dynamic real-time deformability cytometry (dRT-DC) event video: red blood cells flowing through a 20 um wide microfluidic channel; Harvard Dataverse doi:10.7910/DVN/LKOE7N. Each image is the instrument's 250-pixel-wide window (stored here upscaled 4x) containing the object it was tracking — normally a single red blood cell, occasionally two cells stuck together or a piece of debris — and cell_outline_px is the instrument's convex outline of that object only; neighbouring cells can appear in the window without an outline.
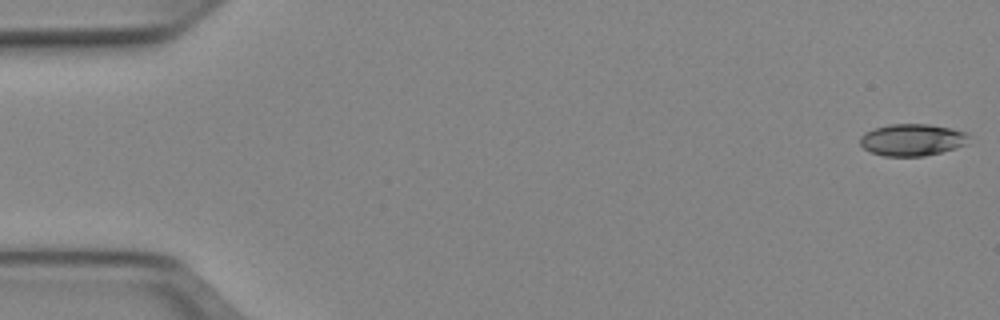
{"species": "Egyptian fruit bat (a non-hibernating species)", "species_latin": "Rousettus aegyptiacus", "temperature_condition": "cold", "stored_images_in_passage": 12, "camera_frame_rate_fps": 3000, "um_per_image_px": 0.085, "animal": {"sex": "female"}, "frame": {"image": 1, "passage_image": 1, "time_ms": 0.0, "image_size_px": [1000, 320], "cell_outline_px": [[968, 144], [956, 148], [924, 156], [884, 156], [872, 152], [864, 148], [860, 144], [860, 136], [864, 132], [872, 128], [888, 124], [928, 124], [952, 128], [968, 132]], "centroid_in_image_um": [77.54, 11.87], "position_along_channel_um": 7.5, "area_um2": 20.46}}